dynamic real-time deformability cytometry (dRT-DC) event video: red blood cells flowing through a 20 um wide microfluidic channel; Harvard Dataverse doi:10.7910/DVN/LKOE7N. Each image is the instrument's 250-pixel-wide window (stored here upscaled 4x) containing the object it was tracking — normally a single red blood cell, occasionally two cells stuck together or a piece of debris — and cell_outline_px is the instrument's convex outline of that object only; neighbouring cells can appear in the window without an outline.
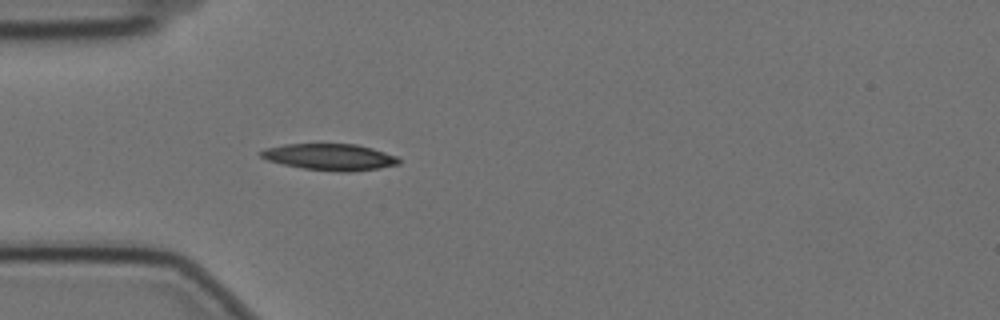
{"species": "Egyptian fruit bat (a non-hibernating species)", "species_latin": "Rousettus aegyptiacus", "temperature_condition": "cold", "stored_images_in_passage": 42, "camera_frame_rate_fps": 3000, "um_per_image_px": 0.085, "animal": {"sex": "female"}, "frame": {"image": 1, "passage_image": 1, "time_ms": 0.0, "image_size_px": [1000, 320], "cell_outline_px": [[400, 164], [380, 168], [352, 172], [336, 172], [304, 168], [284, 164], [268, 160], [260, 156], [256, 152], [264, 148], [284, 144], [356, 144], [372, 148], [396, 156], [400, 160]], "centroid_in_image_um": [28.02, 13.34], "position_along_channel_um": 57.0, "area_um2": 21.39}}
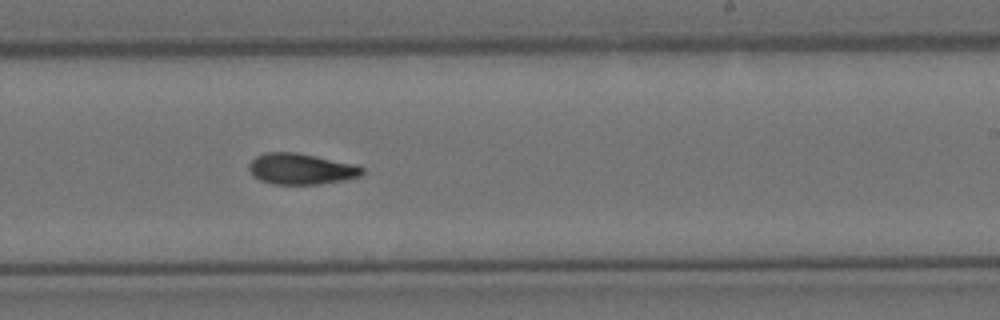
{"frame": {"image": 2, "passage_image": 19, "time_ms": 6.0, "image_size_px": [1000, 320], "cell_outline_px": [[364, 172], [360, 176], [344, 180], [320, 184], [272, 184], [260, 180], [252, 176], [248, 168], [248, 164], [256, 156], [264, 152], [296, 152], [356, 164], [364, 168]], "centroid_in_image_um": [25.57, 14.35], "position_along_channel_um": 263.4, "area_um2": 20.63}}
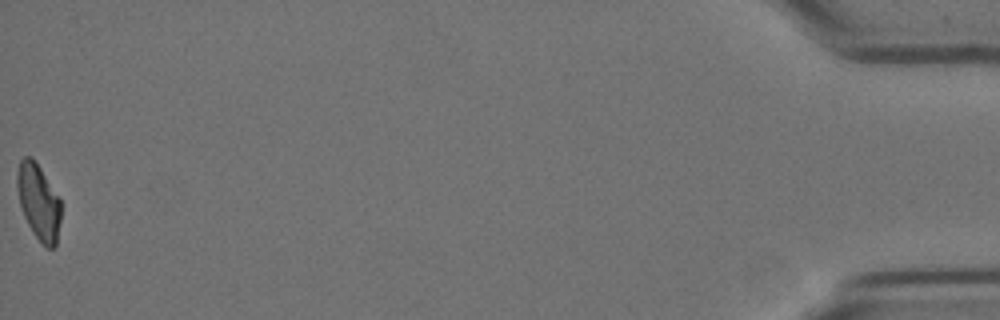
{"frame": {"image": 3, "passage_image": 42, "time_ms": 13.667, "image_size_px": [1000, 320], "cell_outline_px": [[60, 220], [56, 244], [52, 248], [48, 248], [32, 232], [24, 216], [20, 204], [16, 188], [16, 176], [20, 160], [24, 156], [32, 156], [40, 168], [60, 200]], "centroid_in_image_um": [3.25, 17.13], "position_along_channel_um": 431.9, "area_um2": 19.02}, "authors_computed_cell_mechanics": {"area_um2": 20.4034, "velocity_mm_per_s": 3.5087, "shape_relaxation_time_tau1_ms": 8.6262, "shape_relaxation_time_tau2_ms": 6.8045, "deformation_change_tau1": 0.1923, "deformation_change_tau2": 0.1366}}